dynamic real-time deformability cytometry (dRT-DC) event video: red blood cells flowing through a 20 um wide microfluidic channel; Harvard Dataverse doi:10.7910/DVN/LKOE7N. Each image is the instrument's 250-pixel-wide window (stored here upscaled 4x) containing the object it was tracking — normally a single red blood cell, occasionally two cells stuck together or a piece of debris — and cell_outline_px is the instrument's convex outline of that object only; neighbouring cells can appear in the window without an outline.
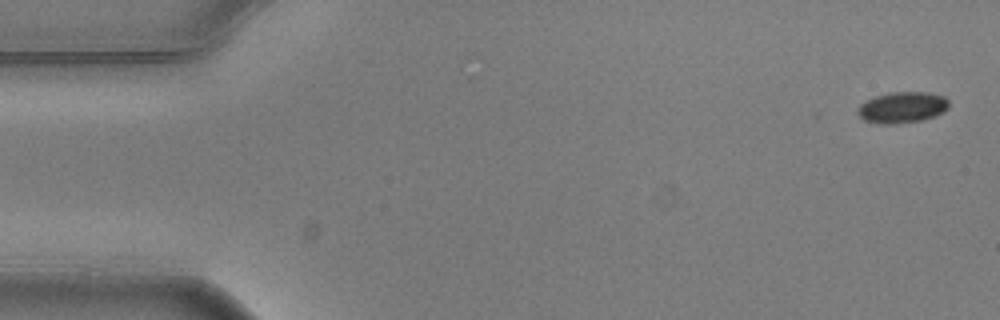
{"species": "common noctule bat (a hibernating species)", "species_latin": "Nyctalus noctula", "temperature_condition": "warm", "stored_images_in_passage": 4, "camera_frame_rate_fps": 3000, "um_per_image_px": 0.085, "animal": {"sex": "male", "body_mass_g": 20.5, "forearm_length_mm": 52.5}, "frame": {"image": 1, "passage_image": 1, "time_ms": 0.0, "image_size_px": [1000, 320], "cell_outline_px": [[948, 108], [932, 116], [920, 120], [896, 124], [880, 124], [864, 120], [856, 112], [856, 108], [864, 100], [888, 92], [928, 92], [944, 96], [948, 100]], "centroid_in_image_um": [76.62, 9.12], "position_along_channel_um": 8.4, "area_um2": 16.53}}
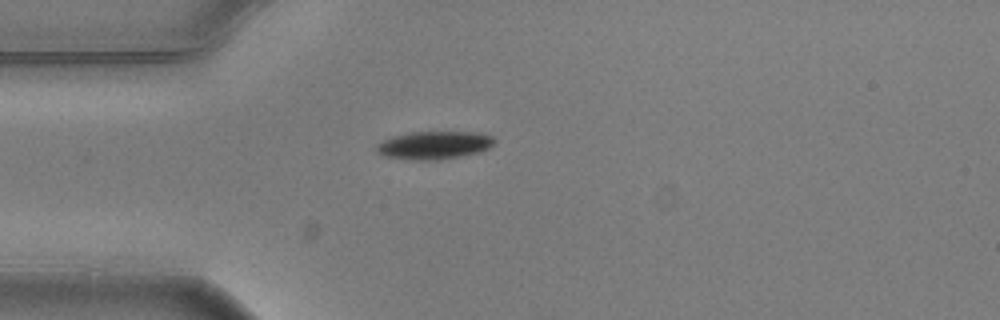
{"frame": {"image": 2, "passage_image": 4, "time_ms": 1.0, "image_size_px": [1000, 320], "cell_outline_px": [[496, 140], [488, 148], [480, 152], [460, 156], [436, 160], [416, 160], [384, 156], [376, 152], [376, 144], [392, 136], [412, 132], [480, 132], [492, 136]], "centroid_in_image_um": [36.9, 12.33], "position_along_channel_um": 48.1, "area_um2": 19.19}}